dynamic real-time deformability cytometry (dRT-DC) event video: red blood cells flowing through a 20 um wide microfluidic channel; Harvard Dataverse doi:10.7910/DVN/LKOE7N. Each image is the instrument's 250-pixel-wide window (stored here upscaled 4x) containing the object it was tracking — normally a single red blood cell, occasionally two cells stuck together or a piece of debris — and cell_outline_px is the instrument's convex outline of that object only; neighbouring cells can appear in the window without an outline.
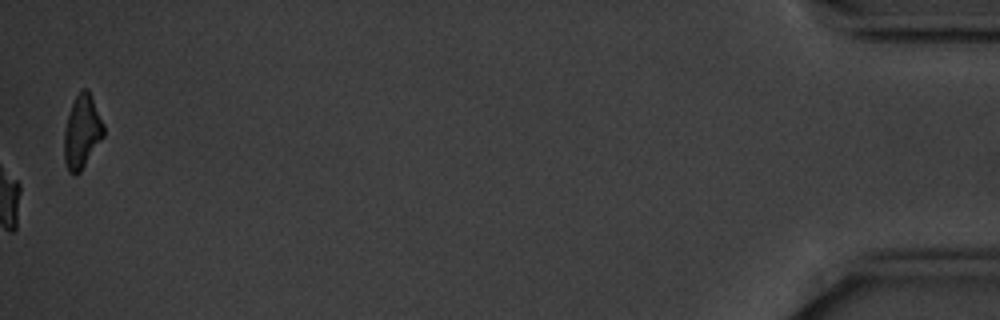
{"species": "common noctule bat (a hibernating species)", "species_latin": "Nyctalus noctula", "temperature_condition": "cold", "stored_images_in_passage": 47, "camera_frame_rate_fps": 3000, "um_per_image_px": 0.085, "animal": {"sex": "male", "body_mass_g": 20.1, "forearm_length_mm": 53.5}, "frame": {"image": 1, "passage_image": 47, "time_ms": 15.333, "image_size_px": [1000, 320], "cell_outline_px": [[104, 136], [80, 172], [76, 176], [72, 176], [68, 172], [64, 164], [64, 132], [68, 116], [72, 104], [76, 96], [84, 88], [88, 88], [104, 124]], "centroid_in_image_um": [6.96, 11.25], "position_along_channel_um": 428.2, "area_um2": 16.94}, "authors_computed_cell_mechanics": {"area_um2": 19.2474, "velocity_mm_per_s": 3.5072, "shape_relaxation_time_tau1_ms": 2.1701, "shape_relaxation_time_tau2_ms": 9.4982, "deformation_change_tau1": 0.1217, "deformation_change_tau2": 0.1355}}